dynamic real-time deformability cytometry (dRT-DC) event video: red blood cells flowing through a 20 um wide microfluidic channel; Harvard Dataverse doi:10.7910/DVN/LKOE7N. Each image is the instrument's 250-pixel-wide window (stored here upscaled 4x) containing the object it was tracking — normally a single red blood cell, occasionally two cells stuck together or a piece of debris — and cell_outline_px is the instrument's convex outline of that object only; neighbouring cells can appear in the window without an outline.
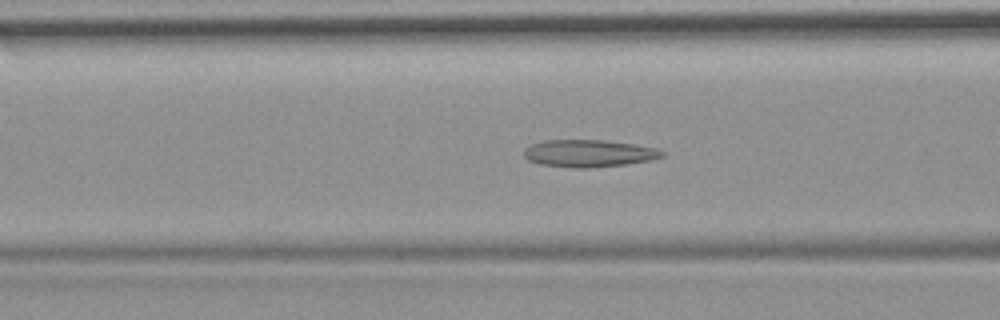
{"species": "common noctule bat (a hibernating species)", "species_latin": "Nyctalus noctula", "temperature_condition": "room temperature", "stored_images_in_passage": 54, "camera_frame_rate_fps": 3000, "um_per_image_px": 0.085, "animal": {"sex": "female", "body_mass_g": 19.9}, "frame": {"image": 1, "passage_image": 21, "time_ms": 6.667, "image_size_px": [1000, 320], "cell_outline_px": [[664, 156], [652, 160], [624, 164], [592, 168], [576, 168], [540, 164], [528, 160], [524, 156], [524, 148], [532, 144], [544, 140], [604, 140], [632, 144], [656, 148], [664, 152]], "centroid_in_image_um": [50.04, 13.04], "position_along_channel_um": 116.6, "area_um2": 21.91}}
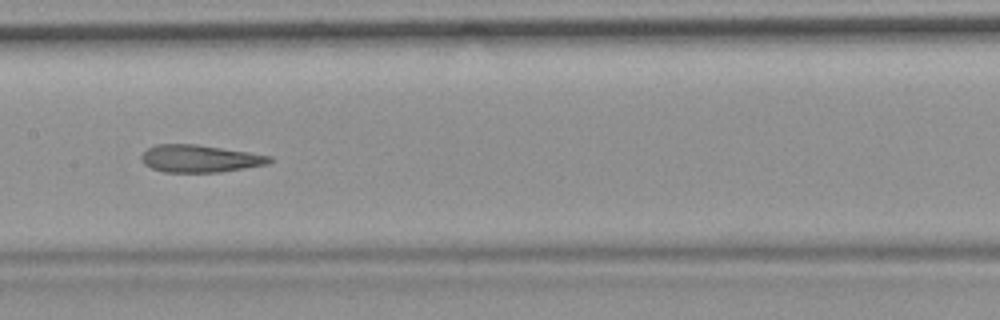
{"frame": {"image": 2, "passage_image": 27, "time_ms": 8.667, "image_size_px": [1000, 320], "cell_outline_px": [[272, 160], [268, 164], [220, 172], [164, 172], [152, 168], [144, 164], [140, 156], [148, 148], [156, 144], [196, 144], [248, 152], [272, 156]], "centroid_in_image_um": [16.98, 13.48], "position_along_channel_um": 190.4, "area_um2": 20.35}}
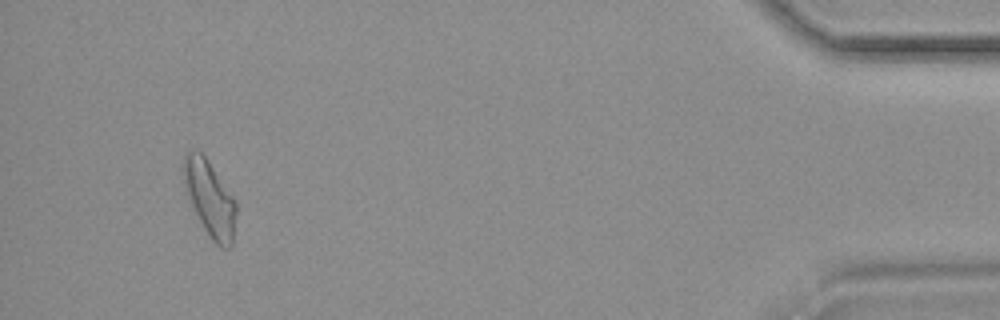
{"frame": {"image": 3, "passage_image": 51, "time_ms": 16.667, "image_size_px": [1000, 320], "cell_outline_px": [[236, 212], [232, 248], [220, 248], [212, 240], [204, 228], [192, 204], [184, 180], [180, 164], [184, 156], [188, 152], [200, 152], [204, 156], [232, 196], [236, 204]], "centroid_in_image_um": [17.84, 16.91], "position_along_channel_um": 417.4, "area_um2": 22.48}, "authors_computed_cell_mechanics": {"area_um2": 21.9062, "velocity_mm_per_s": 3.6958, "shape_relaxation_time_tau1_ms": null, "shape_relaxation_time_tau2_ms": 1.9298, "deformation_change_tau1": null, "deformation_change_tau2": 0.1082}}